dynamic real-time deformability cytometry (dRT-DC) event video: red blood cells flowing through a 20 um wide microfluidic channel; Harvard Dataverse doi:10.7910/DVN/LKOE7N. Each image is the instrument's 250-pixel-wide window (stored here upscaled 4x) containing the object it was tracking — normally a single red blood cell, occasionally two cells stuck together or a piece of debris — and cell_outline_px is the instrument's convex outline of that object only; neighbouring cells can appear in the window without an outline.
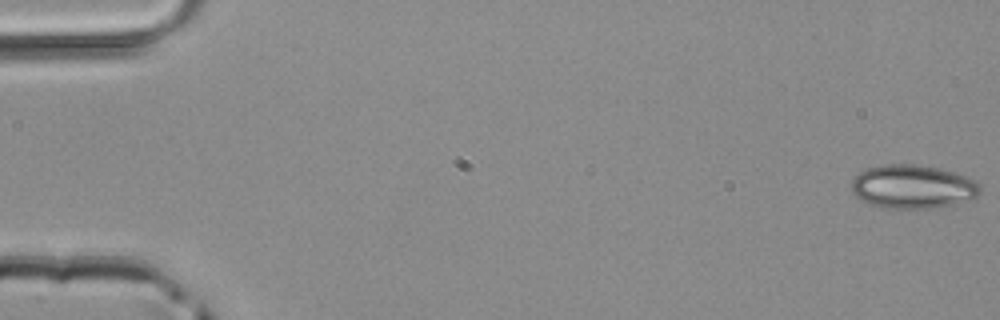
{"species": "common noctule bat (a hibernating species)", "species_latin": "Nyctalus noctula", "temperature_condition": "room temperature", "stored_images_in_passage": 48, "camera_frame_rate_fps": 3000, "um_per_image_px": 0.085, "animal": {"sex": "male", "body_mass_g": 20.4}, "frame": {"image": 1, "passage_image": 1, "time_ms": 0.0, "image_size_px": [1000, 320], "cell_outline_px": [[980, 196], [956, 204], [936, 208], [884, 208], [868, 204], [860, 200], [852, 192], [852, 180], [860, 172], [868, 168], [884, 164], [916, 164], [956, 172], [968, 176], [976, 180], [980, 184]], "centroid_in_image_um": [77.62, 15.88], "position_along_channel_um": 7.4, "area_um2": 33.12}}
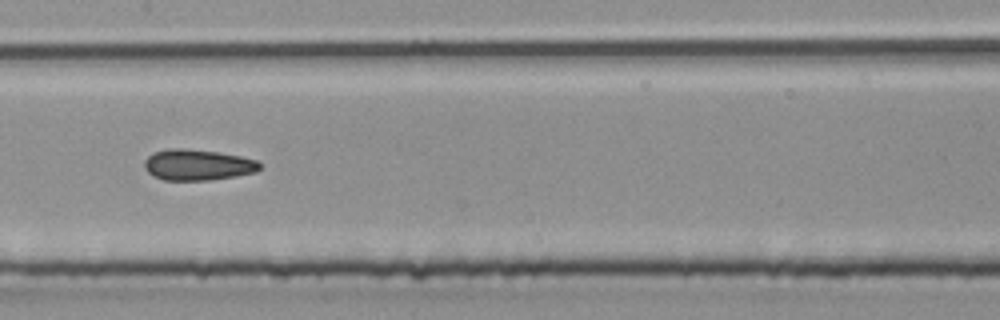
{"frame": {"image": 2, "passage_image": 25, "time_ms": 8.0, "image_size_px": [1000, 320], "cell_outline_px": [[260, 168], [256, 172], [236, 176], [208, 180], [164, 180], [152, 176], [144, 168], [144, 160], [152, 152], [168, 148], [184, 148], [216, 152], [240, 156], [256, 160], [260, 164]], "centroid_in_image_um": [16.75, 14.01], "position_along_channel_um": 190.6, "area_um2": 20.87}}
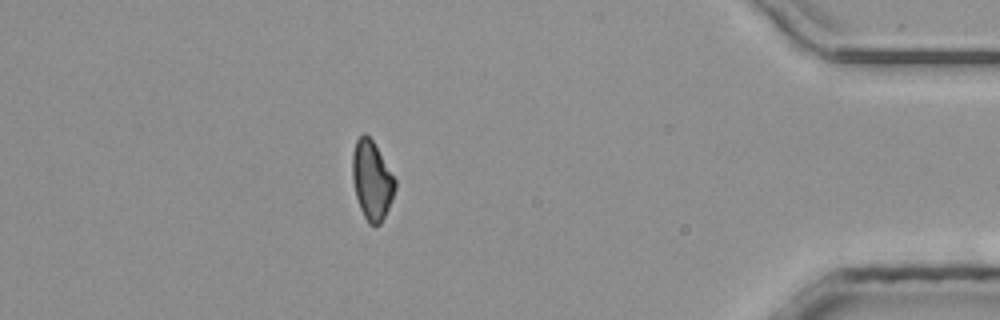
{"frame": {"image": 3, "passage_image": 43, "time_ms": 14.0, "image_size_px": [1000, 320], "cell_outline_px": [[396, 188], [388, 208], [380, 224], [376, 228], [368, 224], [360, 208], [356, 196], [352, 180], [352, 152], [356, 140], [364, 132], [372, 140], [396, 180]], "centroid_in_image_um": [31.59, 15.35], "position_along_channel_um": 403.6, "area_um2": 19.59}}